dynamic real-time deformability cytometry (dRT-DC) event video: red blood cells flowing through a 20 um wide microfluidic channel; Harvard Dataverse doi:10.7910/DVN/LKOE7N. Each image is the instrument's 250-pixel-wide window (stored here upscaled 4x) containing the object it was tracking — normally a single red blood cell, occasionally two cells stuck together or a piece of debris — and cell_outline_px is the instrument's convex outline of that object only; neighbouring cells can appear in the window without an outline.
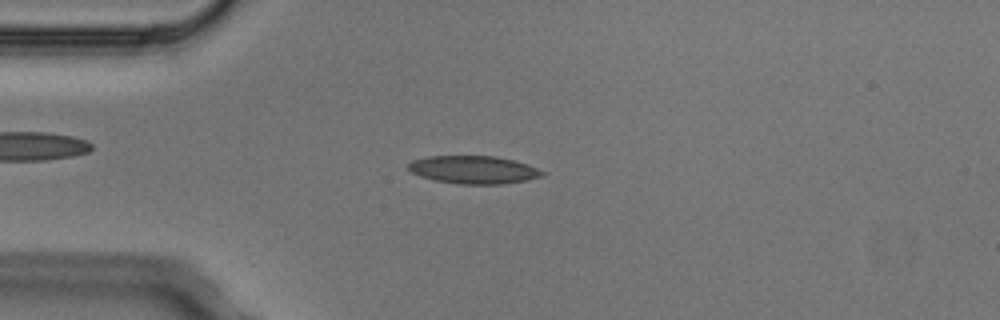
{"species": "Egyptian fruit bat (a non-hibernating species)", "species_latin": "Rousettus aegyptiacus", "temperature_condition": "cold", "stored_images_in_passage": 5, "camera_frame_rate_fps": 3000, "um_per_image_px": 0.085, "animal": {"sex": "male"}, "frame": {"image": 1, "passage_image": 2, "time_ms": 0.333, "image_size_px": [1000, 320], "cell_outline_px": [[544, 176], [528, 180], [504, 184], [460, 184], [432, 180], [420, 176], [412, 172], [408, 168], [408, 164], [412, 160], [428, 156], [496, 156], [528, 164], [544, 172]], "centroid_in_image_um": [40.25, 14.43], "position_along_channel_um": 44.7, "area_um2": 21.85}}
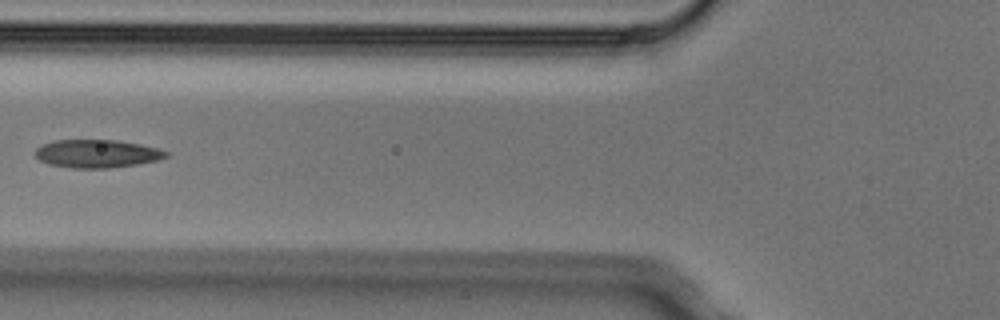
{"frame": {"image": 2, "passage_image": 4, "time_ms": 1.0, "image_size_px": [1000, 320], "cell_outline_px": [[168, 156], [156, 160], [136, 164], [108, 168], [72, 168], [48, 164], [40, 160], [36, 156], [36, 148], [52, 140], [116, 140], [140, 144], [156, 148], [168, 152]], "centroid_in_image_um": [8.21, 13.06], "position_along_channel_um": 117.6, "area_um2": 21.21}}
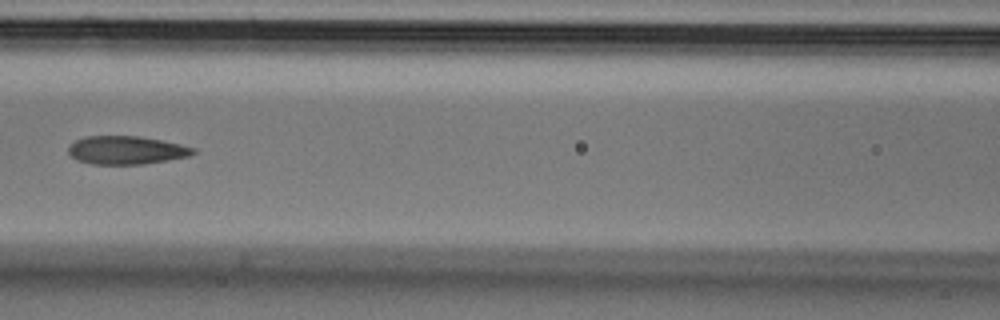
{"frame": {"image": 3, "passage_image": 5, "time_ms": 1.333, "image_size_px": [1000, 320], "cell_outline_px": [[196, 152], [188, 156], [168, 160], [144, 164], [92, 164], [76, 160], [68, 152], [68, 148], [76, 140], [88, 136], [140, 136], [180, 144], [196, 148]], "centroid_in_image_um": [10.75, 12.77], "position_along_channel_um": 155.9, "area_um2": 20.46}}